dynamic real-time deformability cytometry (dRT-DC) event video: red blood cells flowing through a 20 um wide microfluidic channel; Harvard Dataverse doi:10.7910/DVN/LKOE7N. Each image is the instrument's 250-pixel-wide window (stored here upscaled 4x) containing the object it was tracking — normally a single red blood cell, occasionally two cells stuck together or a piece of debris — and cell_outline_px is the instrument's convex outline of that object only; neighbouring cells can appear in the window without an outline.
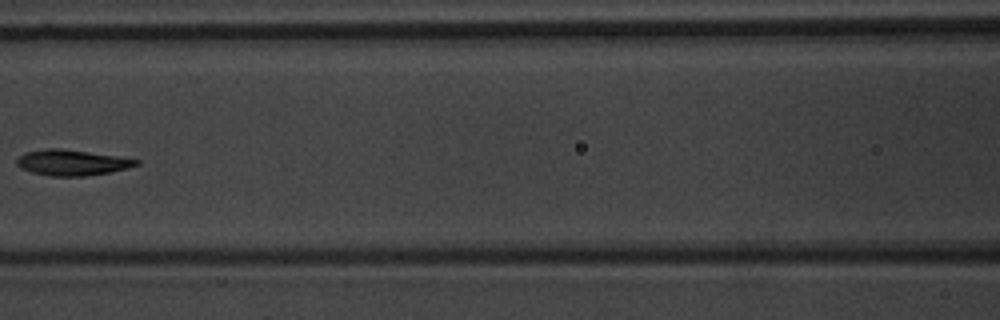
{"species": "common noctule bat (a hibernating species)", "species_latin": "Nyctalus noctula", "temperature_condition": "warm", "stored_images_in_passage": 8, "camera_frame_rate_fps": 3000, "um_per_image_px": 0.085, "animal": {"sex": "male", "body_mass_g": 20.1, "forearm_length_mm": 53.5}, "frame": {"image": 1, "passage_image": 7, "time_ms": 8.667, "image_size_px": [1000, 320], "cell_outline_px": [[140, 164], [128, 168], [108, 172], [84, 176], [48, 176], [32, 172], [20, 168], [16, 164], [16, 160], [24, 152], [48, 148], [60, 148], [116, 156], [140, 160]], "centroid_in_image_um": [6.08, 13.82], "position_along_channel_um": 160.5, "area_um2": 17.8}}
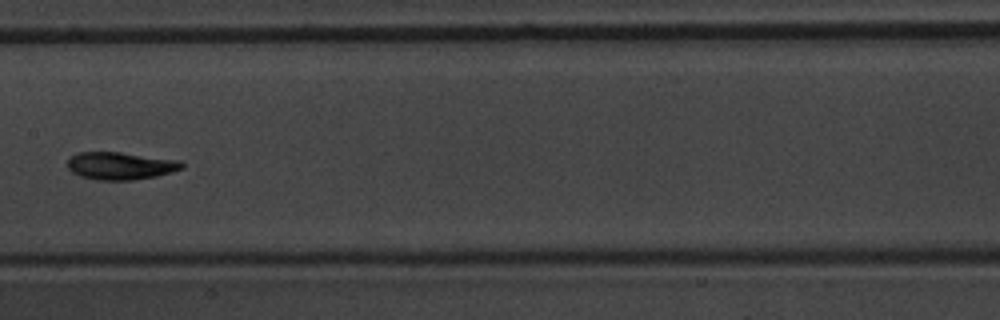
{"frame": {"image": 2, "passage_image": 8, "time_ms": 9.667, "image_size_px": [1000, 320], "cell_outline_px": [[184, 168], [172, 172], [156, 176], [132, 180], [96, 180], [80, 176], [72, 172], [68, 168], [68, 156], [76, 152], [120, 152], [180, 160], [184, 164]], "centroid_in_image_um": [10.23, 14.09], "position_along_channel_um": 197.2, "area_um2": 18.55}}